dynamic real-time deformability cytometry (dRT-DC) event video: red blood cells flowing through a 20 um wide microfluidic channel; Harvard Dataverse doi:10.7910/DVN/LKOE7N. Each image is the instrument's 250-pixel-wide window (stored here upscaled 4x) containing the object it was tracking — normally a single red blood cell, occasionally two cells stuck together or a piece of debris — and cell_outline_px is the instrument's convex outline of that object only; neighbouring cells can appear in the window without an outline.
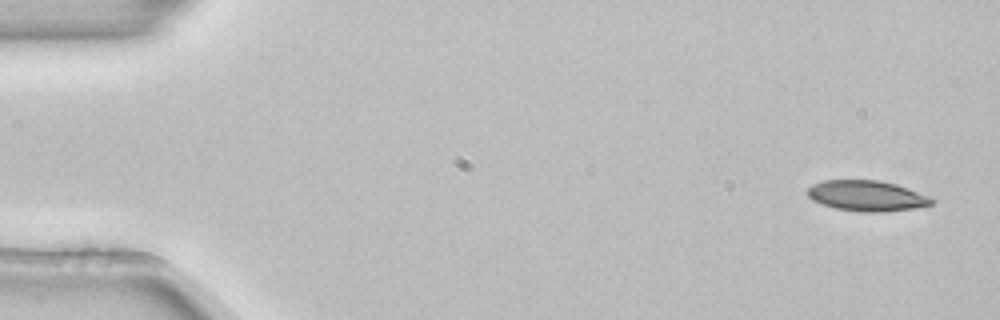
{"species": "common noctule bat (a hibernating species)", "species_latin": "Nyctalus noctula", "temperature_condition": "room temperature", "stored_images_in_passage": 7, "camera_frame_rate_fps": 3000, "um_per_image_px": 0.085, "animal": {"sex": "female", "body_mass_g": 22.7, "forearm_length_mm": 54.2}, "frame": {"image": 1, "passage_image": 1, "time_ms": 0.0, "image_size_px": [1000, 320], "cell_outline_px": [[936, 200], [932, 204], [916, 208], [884, 212], [860, 212], [836, 208], [812, 200], [808, 196], [808, 188], [812, 184], [824, 180], [880, 180], [896, 184], [932, 196]], "centroid_in_image_um": [73.74, 16.64], "position_along_channel_um": 11.3, "area_um2": 22.31}}
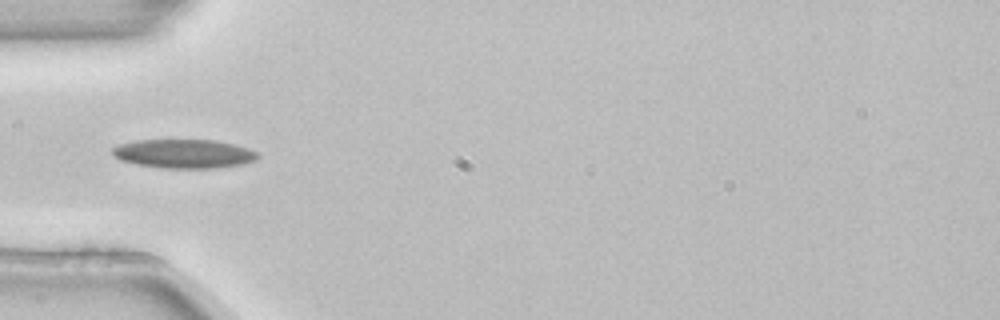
{"frame": {"image": 2, "passage_image": 4, "time_ms": 1.0, "image_size_px": [1000, 320], "cell_outline_px": [[260, 156], [256, 160], [244, 164], [212, 168], [160, 168], [136, 164], [120, 160], [112, 152], [112, 148], [120, 144], [136, 140], [216, 140], [248, 148], [256, 152]], "centroid_in_image_um": [15.64, 13.07], "position_along_channel_um": 69.4, "area_um2": 24.45}}